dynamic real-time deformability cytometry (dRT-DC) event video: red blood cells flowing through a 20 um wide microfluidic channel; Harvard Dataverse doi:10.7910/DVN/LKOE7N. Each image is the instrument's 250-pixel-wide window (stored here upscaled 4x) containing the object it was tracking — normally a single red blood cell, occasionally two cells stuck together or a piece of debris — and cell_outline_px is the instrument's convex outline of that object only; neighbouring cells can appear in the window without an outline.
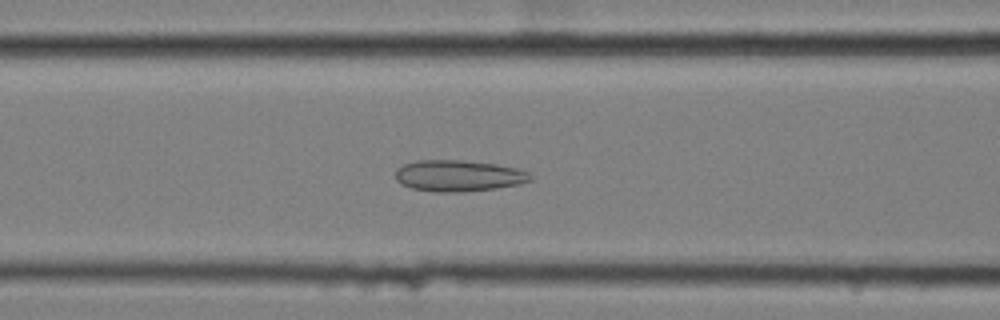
{"species": "common noctule bat (a hibernating species)", "species_latin": "Nyctalus noctula", "temperature_condition": "cold", "stored_images_in_passage": 56, "camera_frame_rate_fps": 3000, "um_per_image_px": 0.085, "animal": {"sex": "female", "body_mass_g": 25.1}, "frame": {"image": 1, "passage_image": 22, "time_ms": 7.0, "image_size_px": [1000, 320], "cell_outline_px": [[532, 180], [520, 184], [496, 188], [464, 192], [432, 192], [412, 188], [400, 184], [396, 180], [396, 168], [404, 164], [416, 160], [464, 160], [496, 164], [516, 168], [528, 172], [532, 176]], "centroid_in_image_um": [38.96, 14.94], "position_along_channel_um": 127.6, "area_um2": 24.85}}
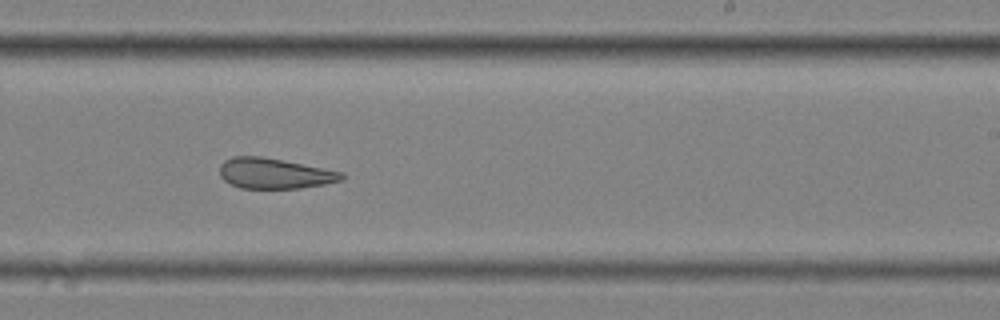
{"frame": {"image": 2, "passage_image": 34, "time_ms": 11.0, "image_size_px": [1000, 320], "cell_outline_px": [[344, 176], [340, 180], [324, 184], [300, 188], [240, 188], [224, 180], [220, 176], [220, 164], [224, 160], [232, 156], [260, 156], [344, 172]], "centroid_in_image_um": [23.29, 14.74], "position_along_channel_um": 265.7, "area_um2": 21.44}}
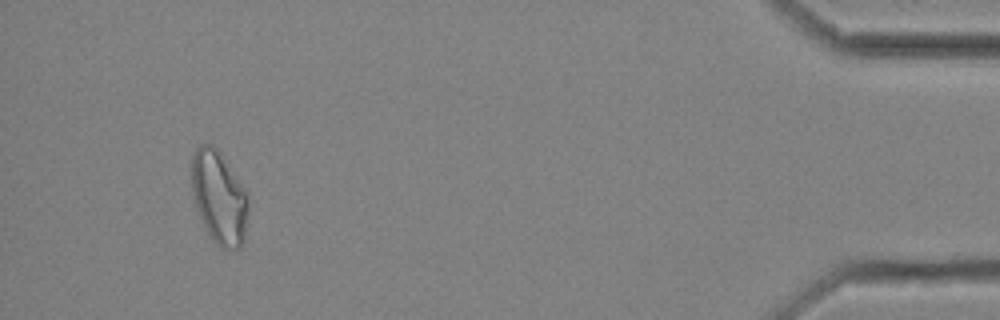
{"frame": {"image": 3, "passage_image": 53, "time_ms": 17.333, "image_size_px": [1000, 320], "cell_outline_px": [[248, 220], [244, 240], [240, 248], [220, 248], [212, 240], [192, 200], [192, 156], [196, 148], [200, 144], [212, 144], [220, 152], [248, 192]], "centroid_in_image_um": [18.64, 16.78], "position_along_channel_um": 416.6, "area_um2": 30.98}, "authors_computed_cell_mechanics": {"area_um2": 26.0967, "velocity_mm_per_s": 3.463, "shape_relaxation_time_tau1_ms": null, "shape_relaxation_time_tau2_ms": 4.2801, "deformation_change_tau1": null, "deformation_change_tau2": 0.1309}}